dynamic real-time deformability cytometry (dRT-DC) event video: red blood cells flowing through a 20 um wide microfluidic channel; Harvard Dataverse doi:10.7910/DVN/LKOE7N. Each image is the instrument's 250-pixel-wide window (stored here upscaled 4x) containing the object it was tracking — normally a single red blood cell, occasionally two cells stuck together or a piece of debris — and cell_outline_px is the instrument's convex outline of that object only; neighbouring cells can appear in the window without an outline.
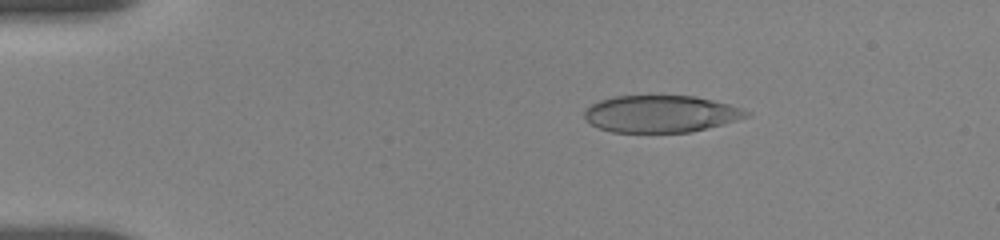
{"species": "human", "species_latin": "Homo sapiens", "temperature_condition": "room temperature", "stored_images_in_passage": 53, "camera_frame_rate_fps": 3000, "um_per_image_px": 0.085, "donor": {"sex": "female"}, "frame": {"image": 1, "passage_image": 9, "time_ms": 3.0, "image_size_px": [1000, 240], "cell_outline_px": [[752, 112], [748, 116], [724, 124], [692, 132], [612, 132], [600, 128], [592, 124], [584, 116], [584, 112], [592, 104], [600, 100], [616, 96], [696, 96], [728, 104]], "centroid_in_image_um": [56.19, 9.68], "position_along_channel_um": 28.8, "area_um2": 34.68}}
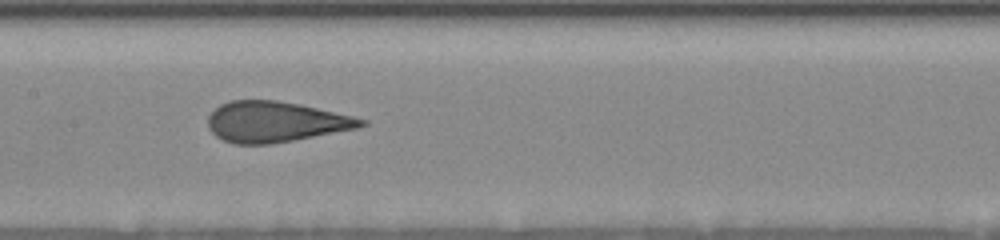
{"frame": {"image": 2, "passage_image": 35, "time_ms": 9.0, "image_size_px": [1000, 240], "cell_outline_px": [[368, 124], [356, 128], [272, 144], [236, 144], [224, 140], [216, 136], [208, 128], [208, 116], [220, 104], [228, 100], [276, 100], [300, 104], [352, 116], [368, 120]], "centroid_in_image_um": [23.39, 10.35], "position_along_channel_um": 184.0, "area_um2": 36.07}}
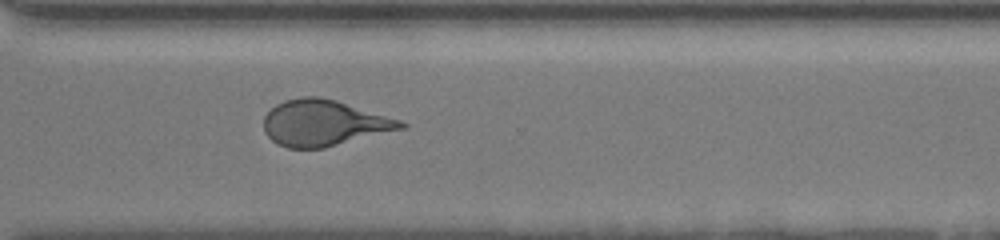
{"frame": {"image": 3, "passage_image": 53, "time_ms": 13.333, "image_size_px": [1000, 240], "cell_outline_px": [[408, 128], [324, 148], [288, 148], [276, 144], [264, 132], [264, 116], [276, 104], [284, 100], [300, 96], [320, 96], [336, 100], [400, 120], [408, 124]], "centroid_in_image_um": [27.54, 10.46], "position_along_channel_um": 343.1, "area_um2": 36.99}}